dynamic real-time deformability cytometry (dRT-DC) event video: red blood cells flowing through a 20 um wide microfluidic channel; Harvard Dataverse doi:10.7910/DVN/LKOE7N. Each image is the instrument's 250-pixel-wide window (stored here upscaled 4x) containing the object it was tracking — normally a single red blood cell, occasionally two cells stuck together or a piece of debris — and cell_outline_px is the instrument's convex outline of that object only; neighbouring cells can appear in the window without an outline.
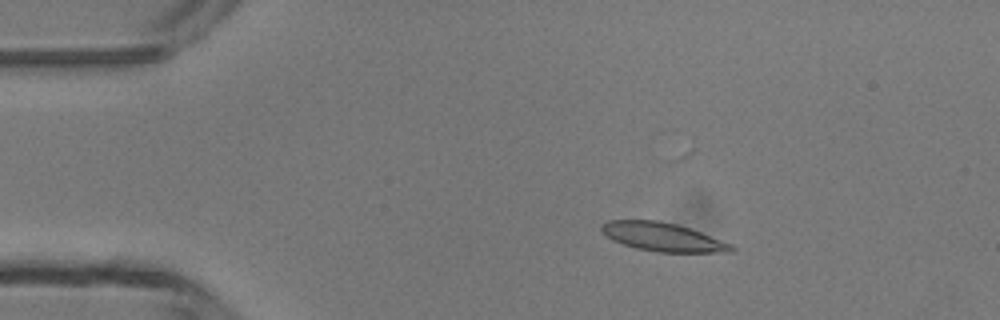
{"species": "common noctule bat (a hibernating species)", "species_latin": "Nyctalus noctula", "temperature_condition": "room temperature", "stored_images_in_passage": 5, "camera_frame_rate_fps": 3000, "um_per_image_px": 0.085, "animal": {"sex": "male", "body_mass_g": 13.3}, "frame": {"image": 1, "passage_image": 3, "time_ms": 2.333, "image_size_px": [1000, 320], "cell_outline_px": [[736, 252], [656, 252], [636, 248], [612, 240], [600, 228], [600, 224], [608, 220], [656, 220], [676, 224], [700, 232], [732, 244], [736, 248]], "centroid_in_image_um": [56.34, 20.14], "position_along_channel_um": 28.7, "area_um2": 21.5}}